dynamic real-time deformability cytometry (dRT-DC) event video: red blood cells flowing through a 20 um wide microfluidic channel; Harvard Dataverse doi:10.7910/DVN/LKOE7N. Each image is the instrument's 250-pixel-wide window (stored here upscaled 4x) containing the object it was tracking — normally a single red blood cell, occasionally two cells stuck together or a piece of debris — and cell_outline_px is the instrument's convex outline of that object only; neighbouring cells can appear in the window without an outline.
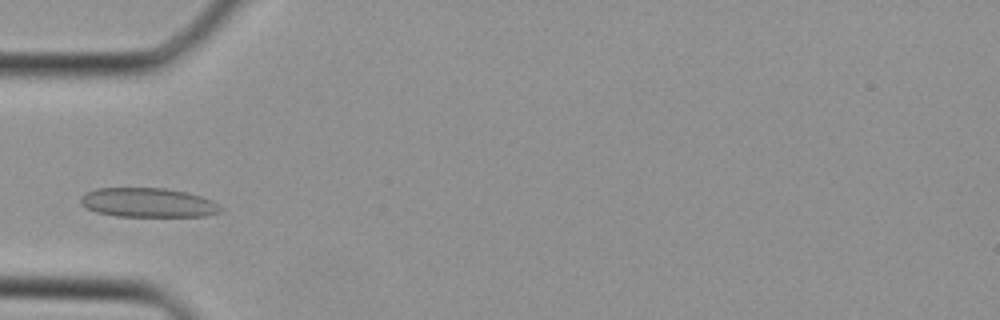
{"species": "Egyptian fruit bat (a non-hibernating species)", "species_latin": "Rousettus aegyptiacus", "temperature_condition": "cold", "stored_images_in_passage": 23, "camera_frame_rate_fps": 3000, "um_per_image_px": 0.085, "animal": {"sex": "female"}, "frame": {"image": 1, "passage_image": 7, "time_ms": 2.0, "image_size_px": [1000, 320], "cell_outline_px": [[224, 208], [220, 212], [208, 216], [116, 216], [96, 212], [80, 204], [80, 196], [84, 192], [96, 188], [168, 188], [188, 192], [212, 200], [220, 204]], "centroid_in_image_um": [12.6, 17.21], "position_along_channel_um": 72.4, "area_um2": 24.22}}
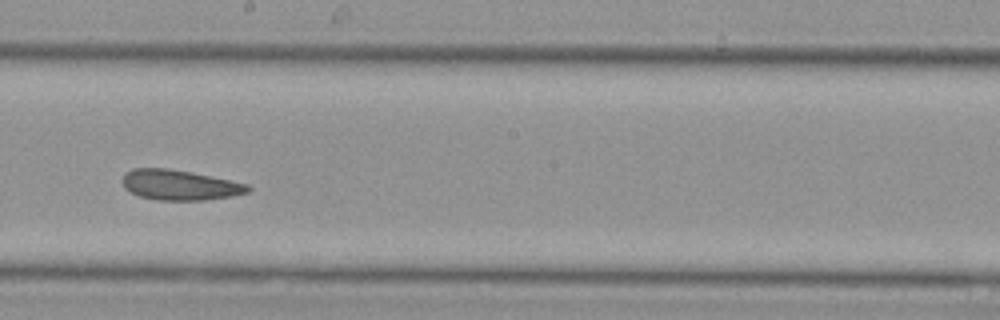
{"frame": {"image": 2, "passage_image": 16, "time_ms": 5.0, "image_size_px": [1000, 320], "cell_outline_px": [[252, 188], [248, 192], [232, 196], [204, 200], [156, 200], [140, 196], [124, 188], [124, 172], [132, 168], [168, 168], [192, 172], [248, 184]], "centroid_in_image_um": [15.28, 15.72], "position_along_channel_um": 232.9, "area_um2": 22.02}}
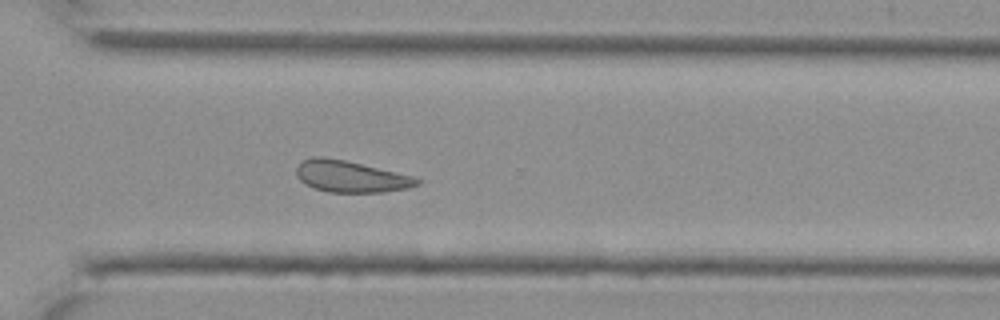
{"frame": {"image": 3, "passage_image": 22, "time_ms": 7.0, "image_size_px": [1000, 320], "cell_outline_px": [[420, 184], [404, 188], [384, 192], [328, 192], [312, 188], [304, 184], [296, 176], [296, 168], [304, 160], [312, 156], [324, 156], [344, 160], [416, 176], [420, 180]], "centroid_in_image_um": [29.79, 15.0], "position_along_channel_um": 340.8, "area_um2": 22.25}}